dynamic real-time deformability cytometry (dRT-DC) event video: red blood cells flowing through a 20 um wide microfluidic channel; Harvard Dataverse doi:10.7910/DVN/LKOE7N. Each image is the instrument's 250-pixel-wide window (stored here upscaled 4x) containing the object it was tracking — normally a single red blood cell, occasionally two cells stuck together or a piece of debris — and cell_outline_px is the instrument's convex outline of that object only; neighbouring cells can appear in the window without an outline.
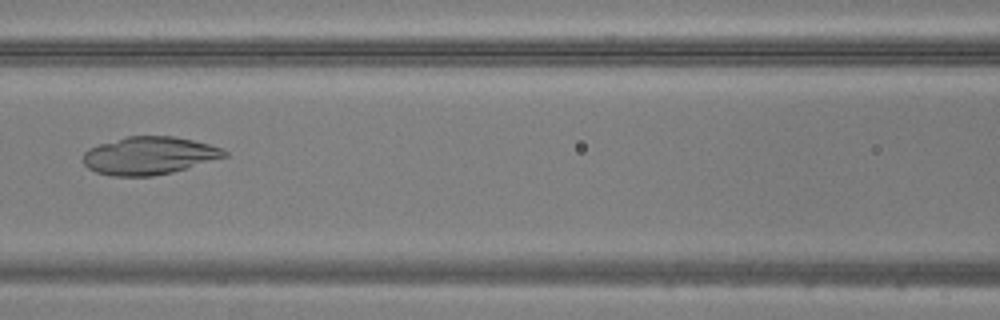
{"species": "common noctule bat (a hibernating species)", "species_latin": "Nyctalus noctula", "temperature_condition": "warm", "stored_images_in_passage": 49, "camera_frame_rate_fps": 3000, "um_per_image_px": 0.085, "animal": {"sex": "male", "body_mass_g": 20.5, "forearm_length_mm": 52.5}, "frame": {"image": 1, "passage_image": 22, "time_ms": 7.0, "image_size_px": [1000, 320], "cell_outline_px": [[228, 156], [172, 172], [152, 176], [112, 176], [96, 172], [88, 168], [84, 164], [84, 152], [88, 148], [100, 144], [128, 136], [172, 136], [192, 140], [224, 148], [228, 152]], "centroid_in_image_um": [12.69, 13.23], "position_along_channel_um": 153.9, "area_um2": 30.98}}
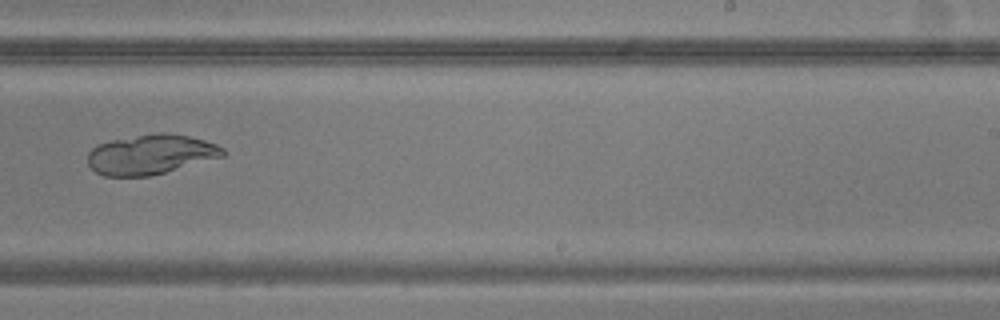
{"frame": {"image": 2, "passage_image": 31, "time_ms": 10.0, "image_size_px": [1000, 320], "cell_outline_px": [[228, 152], [224, 156], [152, 176], [104, 176], [96, 172], [88, 164], [88, 152], [92, 148], [100, 144], [112, 140], [156, 132], [168, 132], [188, 136], [204, 140], [216, 144], [224, 148]], "centroid_in_image_um": [12.84, 13.13], "position_along_channel_um": 276.2, "area_um2": 31.44}}
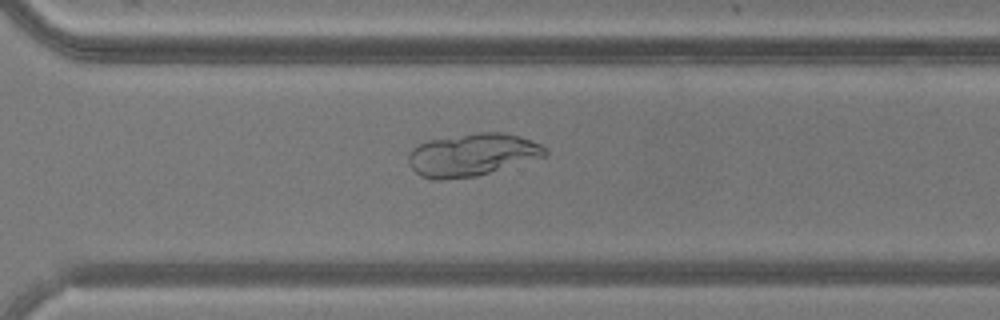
{"frame": {"image": 3, "passage_image": 35, "time_ms": 11.333, "image_size_px": [1000, 320], "cell_outline_px": [[548, 156], [476, 176], [444, 180], [436, 180], [420, 176], [408, 164], [408, 152], [412, 148], [428, 140], [480, 132], [504, 132], [540, 144], [548, 152]], "centroid_in_image_um": [40.11, 13.17], "position_along_channel_um": 330.5, "area_um2": 33.81}}